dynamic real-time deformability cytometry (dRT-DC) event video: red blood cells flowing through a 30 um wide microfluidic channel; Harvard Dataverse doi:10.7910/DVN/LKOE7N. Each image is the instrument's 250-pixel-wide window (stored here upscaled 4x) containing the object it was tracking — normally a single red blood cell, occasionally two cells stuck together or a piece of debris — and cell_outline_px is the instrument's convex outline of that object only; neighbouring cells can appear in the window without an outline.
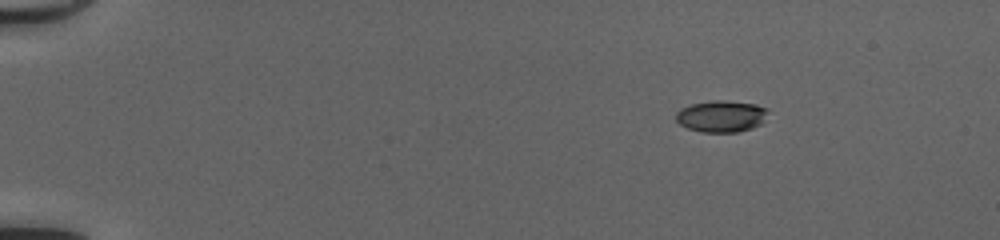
{"species": "common noctule bat (a hibernating species)", "species_latin": "Nyctalus noctula", "temperature_condition": "cold", "stored_images_in_passage": 44, "camera_frame_rate_fps": 3000, "um_per_image_px": 0.085, "animal": {"sex": "female", "body_mass_g": 20.0, "forearm_length_mm": 54.0}, "frame": {"image": 1, "passage_image": 1, "time_ms": 0.0, "image_size_px": [1000, 240], "cell_outline_px": [[768, 112], [760, 124], [752, 128], [736, 132], [700, 132], [688, 128], [680, 124], [676, 120], [676, 112], [680, 108], [692, 104], [712, 100], [724, 100], [756, 104], [768, 108]], "centroid_in_image_um": [61.3, 9.87], "position_along_channel_um": 23.7, "area_um2": 16.99}}
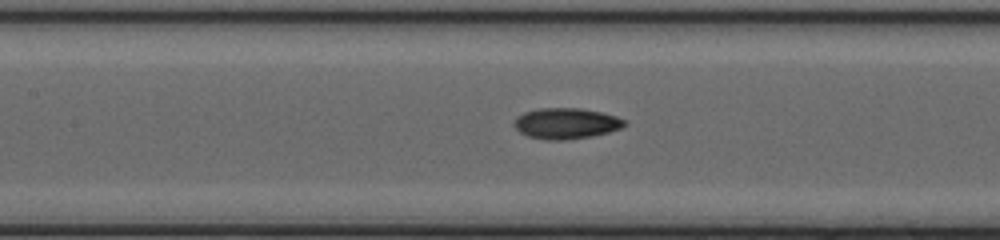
{"frame": {"image": 2, "passage_image": 19, "time_ms": 6.0, "image_size_px": [1000, 240], "cell_outline_px": [[628, 124], [620, 128], [608, 132], [592, 136], [564, 140], [544, 140], [528, 136], [520, 132], [512, 124], [516, 116], [524, 112], [540, 108], [580, 108], [600, 112], [616, 116], [628, 120]], "centroid_in_image_um": [48.11, 10.49], "position_along_channel_um": 159.3, "area_um2": 20.0}}
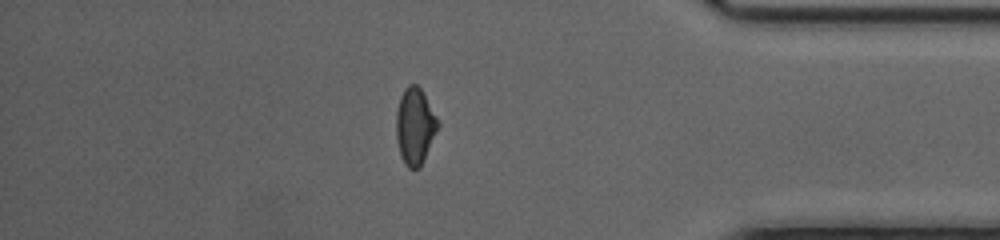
{"frame": {"image": 3, "passage_image": 38, "time_ms": 12.333, "image_size_px": [1000, 240], "cell_outline_px": [[440, 124], [420, 168], [408, 168], [404, 164], [400, 156], [396, 140], [396, 112], [400, 96], [404, 88], [408, 84], [416, 84], [420, 88], [440, 120]], "centroid_in_image_um": [35.27, 10.72], "position_along_channel_um": 399.9, "area_um2": 18.84}, "authors_computed_cell_mechanics": {"area_um2": 18.6405, "velocity_mm_per_s": 4.1675, "shape_relaxation_time_tau1_ms": 2.7593, "shape_relaxation_time_tau2_ms": 1.8686, "deformation_change_tau1": 0.1579, "deformation_change_tau2": 0.0795}}